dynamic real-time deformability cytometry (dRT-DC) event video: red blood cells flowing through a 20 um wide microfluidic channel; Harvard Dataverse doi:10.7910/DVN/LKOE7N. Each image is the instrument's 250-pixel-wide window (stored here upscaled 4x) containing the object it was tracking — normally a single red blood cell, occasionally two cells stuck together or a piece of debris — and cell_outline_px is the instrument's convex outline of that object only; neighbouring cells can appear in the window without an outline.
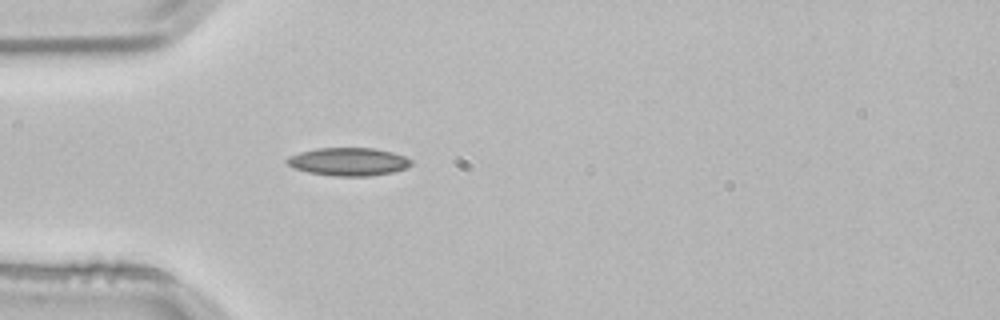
{"species": "common noctule bat (a hibernating species)", "species_latin": "Nyctalus noctula", "temperature_condition": "room temperature", "stored_images_in_passage": 38, "camera_frame_rate_fps": 3000, "um_per_image_px": 0.085, "animal": {"sex": "male", "body_mass_g": 21.5, "forearm_length_mm": 52.0}, "frame": {"image": 1, "passage_image": 1, "time_ms": 0.0, "image_size_px": [1000, 320], "cell_outline_px": [[412, 164], [404, 168], [392, 172], [368, 176], [332, 176], [308, 172], [292, 168], [284, 160], [288, 156], [300, 152], [316, 148], [372, 148], [392, 152], [404, 156], [412, 160]], "centroid_in_image_um": [29.57, 13.74], "position_along_channel_um": 55.4, "area_um2": 20.29}}
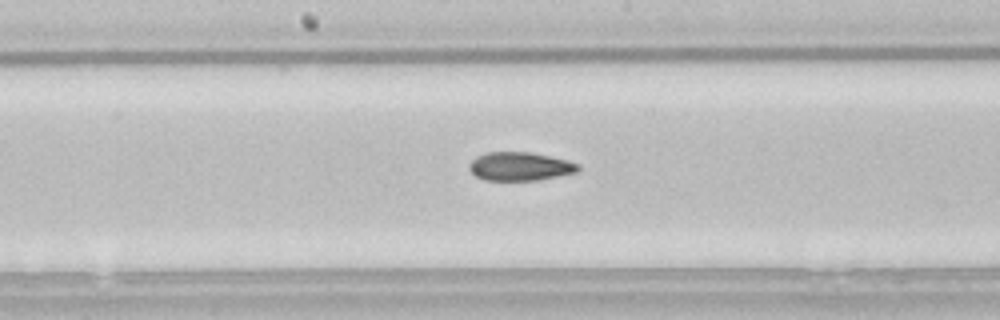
{"frame": {"image": 2, "passage_image": 13, "time_ms": 4.0, "image_size_px": [1000, 320], "cell_outline_px": [[580, 168], [576, 172], [536, 180], [484, 180], [476, 176], [468, 168], [468, 164], [476, 156], [484, 152], [528, 152], [568, 160], [580, 164]], "centroid_in_image_um": [44.16, 14.13], "position_along_channel_um": 204.0, "area_um2": 18.03}}
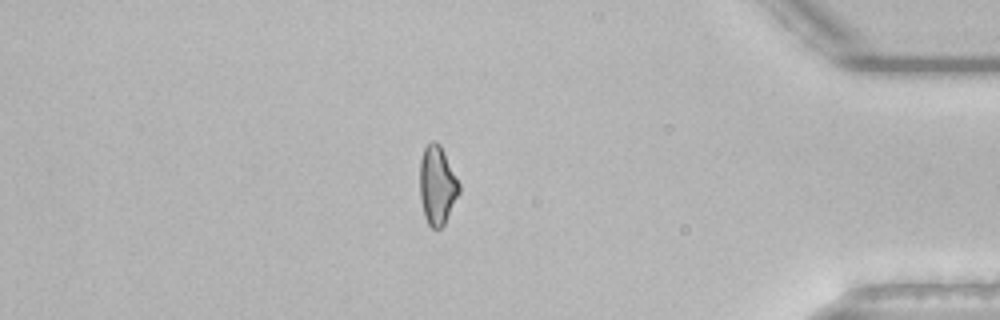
{"frame": {"image": 3, "passage_image": 31, "time_ms": 10.0, "image_size_px": [1000, 320], "cell_outline_px": [[460, 192], [444, 224], [440, 228], [432, 228], [428, 224], [424, 216], [420, 196], [420, 160], [424, 148], [432, 140], [436, 140], [440, 144], [460, 184]], "centroid_in_image_um": [37.16, 15.73], "position_along_channel_um": 398.0, "area_um2": 17.98}, "authors_computed_cell_mechanics": {"area_um2": 18.2937, "velocity_mm_per_s": 3.8467, "shape_relaxation_time_tau1_ms": 4.9703, "shape_relaxation_time_tau2_ms": 3.0956, "deformation_change_tau1": 0.1613, "deformation_change_tau2": 0.1073}}